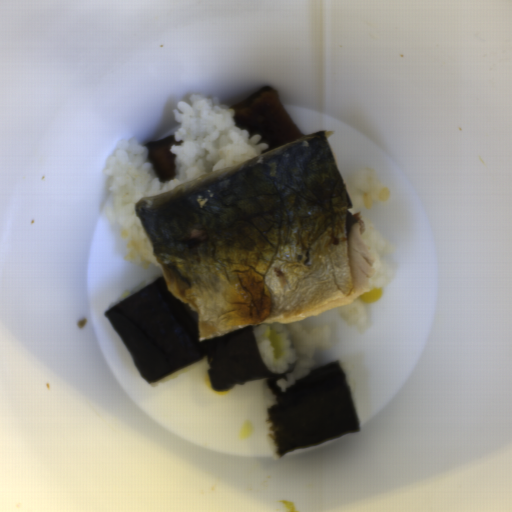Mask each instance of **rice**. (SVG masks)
Listing matches in <instances>:
<instances>
[{
	"label": "rice",
	"mask_w": 512,
	"mask_h": 512,
	"mask_svg": "<svg viewBox=\"0 0 512 512\" xmlns=\"http://www.w3.org/2000/svg\"><path fill=\"white\" fill-rule=\"evenodd\" d=\"M341 178L353 203V210L362 216L365 225L363 237L374 253L368 291L381 288L393 276L397 252L394 246L385 243L367 215L374 206L388 202L390 186L378 177L377 169L359 171Z\"/></svg>",
	"instance_id": "obj_2"
},
{
	"label": "rice",
	"mask_w": 512,
	"mask_h": 512,
	"mask_svg": "<svg viewBox=\"0 0 512 512\" xmlns=\"http://www.w3.org/2000/svg\"><path fill=\"white\" fill-rule=\"evenodd\" d=\"M257 347L262 360L273 373H284L296 362L298 354L293 345L290 331L283 322L252 324ZM274 330L281 345L282 356L274 357L269 342V332Z\"/></svg>",
	"instance_id": "obj_4"
},
{
	"label": "rice",
	"mask_w": 512,
	"mask_h": 512,
	"mask_svg": "<svg viewBox=\"0 0 512 512\" xmlns=\"http://www.w3.org/2000/svg\"><path fill=\"white\" fill-rule=\"evenodd\" d=\"M159 277H154L145 281H142L140 283H137L132 288L126 290L124 293H122L105 311L112 308L113 306L117 305L118 303L124 301L125 299L129 298L133 294L137 293L138 291L144 289L145 287L151 285L155 280H157Z\"/></svg>",
	"instance_id": "obj_7"
},
{
	"label": "rice",
	"mask_w": 512,
	"mask_h": 512,
	"mask_svg": "<svg viewBox=\"0 0 512 512\" xmlns=\"http://www.w3.org/2000/svg\"><path fill=\"white\" fill-rule=\"evenodd\" d=\"M174 118L180 127L170 149L175 169L173 180L157 177L147 159L148 148L132 137L119 141L117 150L104 163L105 174H110L111 195L104 216L122 235L125 261L160 269L142 222L135 214L137 200L237 165L265 153L262 151L269 145L255 144L260 133L249 138V130L237 128L233 107L205 93L180 102Z\"/></svg>",
	"instance_id": "obj_1"
},
{
	"label": "rice",
	"mask_w": 512,
	"mask_h": 512,
	"mask_svg": "<svg viewBox=\"0 0 512 512\" xmlns=\"http://www.w3.org/2000/svg\"><path fill=\"white\" fill-rule=\"evenodd\" d=\"M333 310L353 332L361 334L367 331L371 325L370 316L364 308L363 301L357 297L353 301Z\"/></svg>",
	"instance_id": "obj_5"
},
{
	"label": "rice",
	"mask_w": 512,
	"mask_h": 512,
	"mask_svg": "<svg viewBox=\"0 0 512 512\" xmlns=\"http://www.w3.org/2000/svg\"><path fill=\"white\" fill-rule=\"evenodd\" d=\"M289 331L292 345L296 351L295 362L284 371L288 380L279 379L278 387L283 392L296 381L310 374L316 366L315 353L333 347L331 329L329 327L309 330L298 320L295 322H282Z\"/></svg>",
	"instance_id": "obj_3"
},
{
	"label": "rice",
	"mask_w": 512,
	"mask_h": 512,
	"mask_svg": "<svg viewBox=\"0 0 512 512\" xmlns=\"http://www.w3.org/2000/svg\"><path fill=\"white\" fill-rule=\"evenodd\" d=\"M198 366H202V370H203V375L210 387V389H213L212 387V384H211V381H210V378H209V375H208V370H209V367L207 365V362H206V359L203 357L201 359H198L196 361H194L193 363L187 365L186 367L180 369V370H177L173 373H170L168 375H165L155 381H153L152 383H149L151 385V387H156V386H159V385H162V384H165V383H168V382H171L172 380H174L175 378H177L178 376L198 367Z\"/></svg>",
	"instance_id": "obj_6"
}]
</instances>
